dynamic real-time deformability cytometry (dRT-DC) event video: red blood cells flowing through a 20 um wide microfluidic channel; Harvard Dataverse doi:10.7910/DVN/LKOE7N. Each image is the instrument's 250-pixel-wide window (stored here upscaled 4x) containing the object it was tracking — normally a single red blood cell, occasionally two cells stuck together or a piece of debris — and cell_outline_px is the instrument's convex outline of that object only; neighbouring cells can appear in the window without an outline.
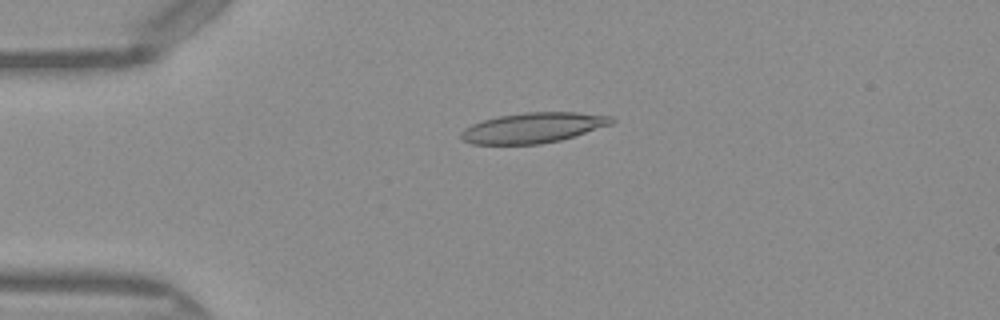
{"species": "Egyptian fruit bat (a non-hibernating species)", "species_latin": "Rousettus aegyptiacus", "temperature_condition": "warm", "stored_images_in_passage": 50, "camera_frame_rate_fps": 3000, "um_per_image_px": 0.085, "frame": {"image": 1, "passage_image": 12, "time_ms": 3.667, "image_size_px": [1000, 320], "cell_outline_px": [[616, 120], [612, 124], [560, 140], [540, 144], [472, 144], [464, 140], [460, 136], [460, 132], [464, 128], [472, 124], [484, 120], [500, 116], [524, 112], [576, 112], [612, 116]], "centroid_in_image_um": [45.32, 10.85], "position_along_channel_um": 39.7, "area_um2": 26.41}}
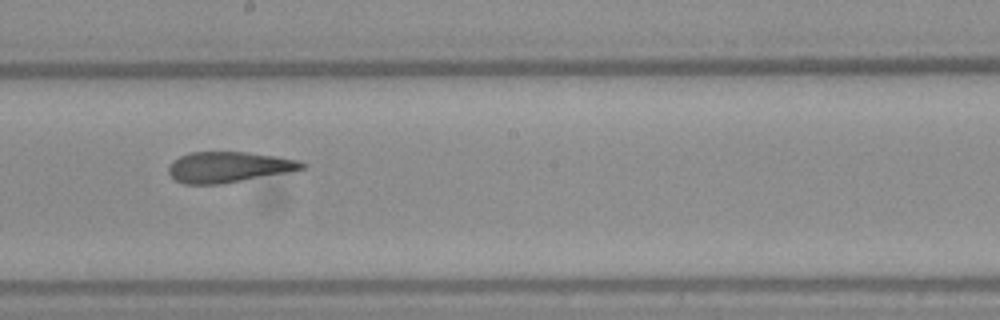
{"frame": {"image": 2, "passage_image": 28, "time_ms": 9.0, "image_size_px": [1000, 320], "cell_outline_px": [[308, 164], [304, 168], [288, 172], [220, 184], [184, 184], [176, 180], [168, 172], [168, 168], [180, 156], [188, 152], [248, 152], [276, 156], [300, 160]], "centroid_in_image_um": [19.47, 14.19], "position_along_channel_um": 228.7, "area_um2": 23.7}}
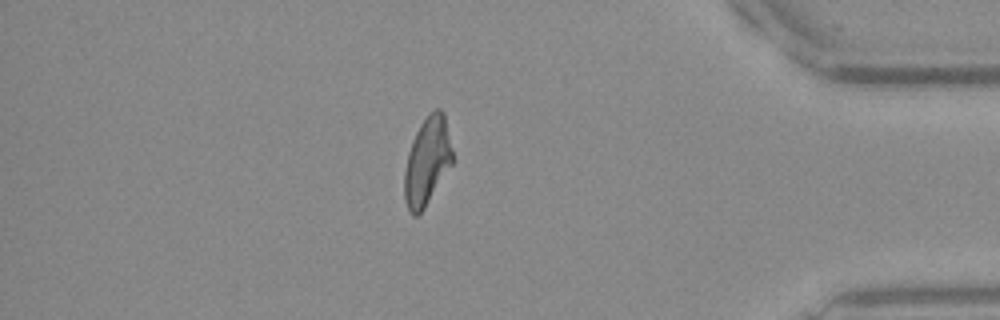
{"frame": {"image": 3, "passage_image": 43, "time_ms": 14.0, "image_size_px": [1000, 320], "cell_outline_px": [[452, 164], [424, 208], [416, 216], [412, 216], [408, 212], [404, 200], [404, 172], [408, 152], [412, 140], [420, 124], [432, 108], [440, 108], [444, 112], [452, 152]], "centroid_in_image_um": [36.28, 13.7], "position_along_channel_um": 398.9, "area_um2": 24.62}, "authors_computed_cell_mechanics": {"area_um2": 25.1141, "velocity_mm_per_s": 4.0943, "shape_relaxation_time_tau1_ms": null, "shape_relaxation_time_tau2_ms": 2.5212, "deformation_change_tau1": null, "deformation_change_tau2": 0.1296}}